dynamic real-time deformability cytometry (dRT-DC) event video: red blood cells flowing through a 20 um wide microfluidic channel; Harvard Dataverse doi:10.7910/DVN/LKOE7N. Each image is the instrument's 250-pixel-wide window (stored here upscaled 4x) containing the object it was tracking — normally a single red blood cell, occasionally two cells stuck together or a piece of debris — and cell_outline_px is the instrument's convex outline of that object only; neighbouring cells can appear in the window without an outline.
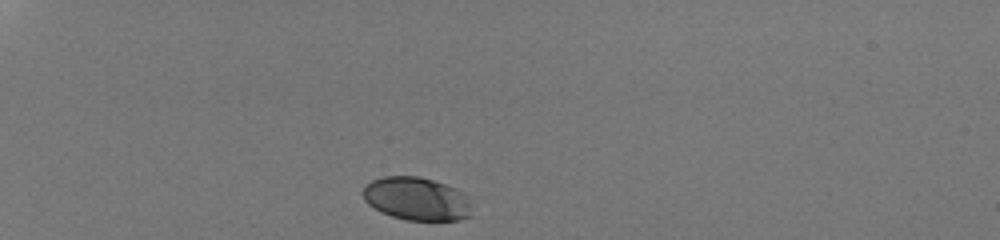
{"species": "human", "species_latin": "Homo sapiens", "temperature_condition": "room temperature", "stored_images_in_passage": 31, "camera_frame_rate_fps": 3000, "um_per_image_px": 0.085, "donor": {"sex": "male"}, "frame": {"image": 1, "passage_image": 1, "time_ms": 0.0, "image_size_px": [1000, 240], "cell_outline_px": [[472, 216], [460, 220], [404, 220], [380, 212], [368, 204], [364, 200], [360, 192], [364, 184], [372, 180], [384, 176], [420, 176], [456, 188], [464, 192]], "centroid_in_image_um": [35.35, 16.89], "position_along_channel_um": 49.7, "area_um2": 27.63}}
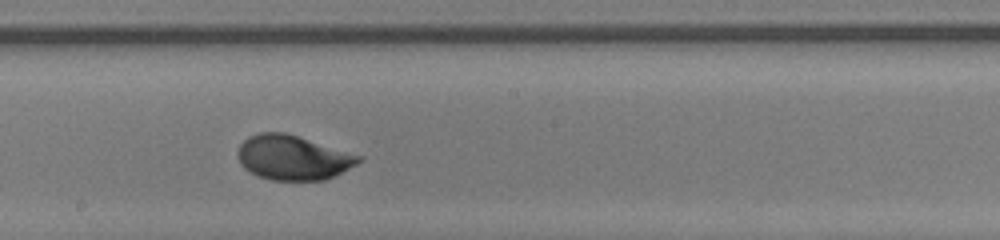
{"frame": {"image": 2, "passage_image": 18, "time_ms": 5.667, "image_size_px": [1000, 240], "cell_outline_px": [[364, 156], [356, 164], [324, 180], [272, 180], [260, 176], [244, 168], [240, 164], [236, 156], [236, 152], [240, 144], [248, 136], [260, 132], [284, 132]], "centroid_in_image_um": [24.85, 13.38], "position_along_channel_um": 223.3, "area_um2": 31.27}}
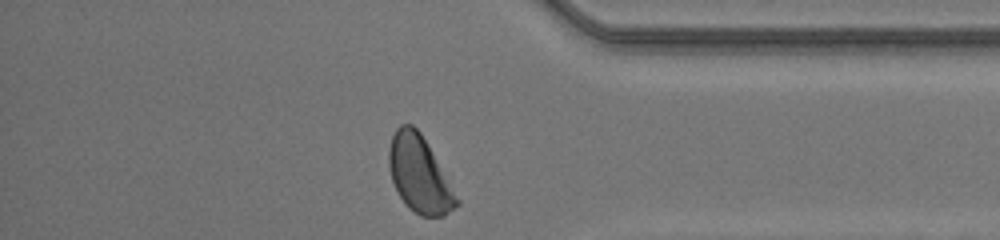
{"frame": {"image": 3, "passage_image": 31, "time_ms": 10.0, "image_size_px": [1000, 240], "cell_outline_px": [[460, 204], [444, 216], [420, 216], [408, 208], [400, 196], [392, 180], [388, 164], [388, 152], [392, 136], [396, 128], [400, 124], [412, 124], [420, 132], [432, 152], [460, 200]], "centroid_in_image_um": [35.64, 14.83], "position_along_channel_um": 399.6, "area_um2": 29.94}, "authors_computed_cell_mechanics": {"area_um2": 30.4606, "velocity_mm_per_s": 4.2013, "shape_relaxation_time_tau1_ms": 2.0064, "shape_relaxation_time_tau2_ms": null, "deformation_change_tau1": 0.1179, "deformation_change_tau2": null}}